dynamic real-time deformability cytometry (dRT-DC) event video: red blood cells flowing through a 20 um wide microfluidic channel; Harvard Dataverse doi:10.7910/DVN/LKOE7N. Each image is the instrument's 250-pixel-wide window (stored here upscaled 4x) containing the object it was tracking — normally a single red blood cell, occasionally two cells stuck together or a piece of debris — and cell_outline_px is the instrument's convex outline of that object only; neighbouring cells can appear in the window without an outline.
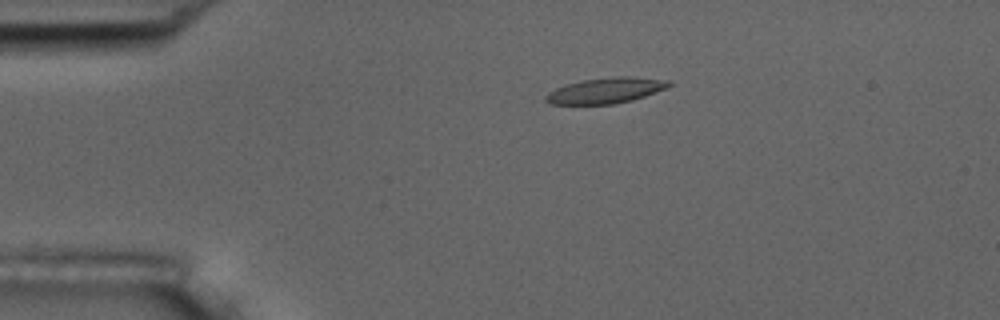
{"species": "common noctule bat (a hibernating species)", "species_latin": "Nyctalus noctula", "temperature_condition": "room temperature", "stored_images_in_passage": 4, "camera_frame_rate_fps": 3000, "um_per_image_px": 0.085, "animal": {"sex": "male", "body_mass_g": 17.5, "forearm_length_mm": 52.3}, "frame": {"image": 1, "passage_image": 2, "time_ms": 1.0, "image_size_px": [1000, 320], "cell_outline_px": [[672, 84], [664, 88], [644, 96], [632, 100], [612, 104], [552, 104], [544, 100], [544, 96], [548, 92], [556, 88], [580, 80], [616, 76], [632, 76], [672, 80]], "centroid_in_image_um": [51.48, 7.68], "position_along_channel_um": 33.5, "area_um2": 18.38}}
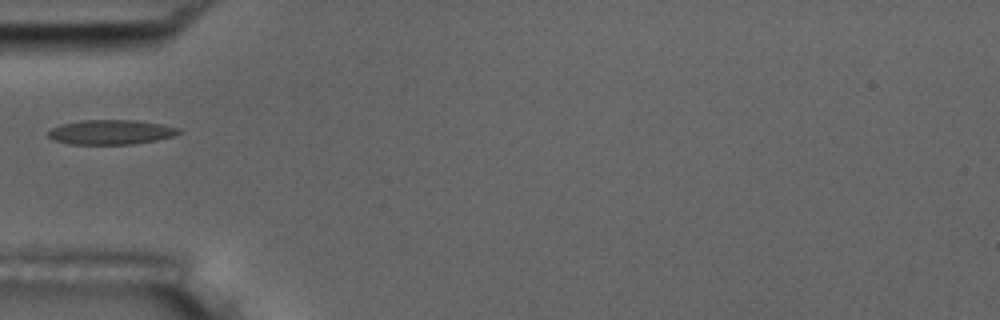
{"frame": {"image": 2, "passage_image": 4, "time_ms": 3.333, "image_size_px": [1000, 320], "cell_outline_px": [[184, 128], [180, 132], [172, 136], [156, 140], [132, 144], [68, 144], [56, 140], [48, 136], [48, 132], [52, 128], [60, 124], [80, 120], [136, 120], [164, 124]], "centroid_in_image_um": [9.47, 11.22], "position_along_channel_um": 75.5, "area_um2": 18.84}}